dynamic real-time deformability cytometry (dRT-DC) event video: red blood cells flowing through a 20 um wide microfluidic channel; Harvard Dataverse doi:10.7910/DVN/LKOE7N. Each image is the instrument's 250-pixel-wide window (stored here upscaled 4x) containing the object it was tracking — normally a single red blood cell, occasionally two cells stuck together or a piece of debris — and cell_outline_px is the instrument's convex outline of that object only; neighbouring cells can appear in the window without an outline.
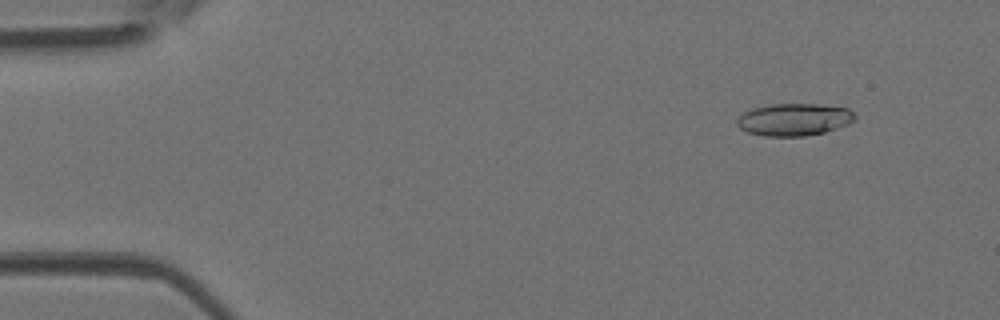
{"species": "Egyptian fruit bat (a non-hibernating species)", "species_latin": "Rousettus aegyptiacus", "temperature_condition": "room temperature", "stored_images_in_passage": 46, "camera_frame_rate_fps": 3000, "um_per_image_px": 0.085, "animal": {"sex": "female"}, "frame": {"image": 1, "passage_image": 5, "time_ms": 1.333, "image_size_px": [1000, 320], "cell_outline_px": [[856, 120], [848, 124], [824, 132], [808, 136], [764, 136], [748, 132], [740, 128], [736, 124], [736, 120], [744, 112], [752, 108], [772, 104], [820, 104], [848, 108], [856, 116]], "centroid_in_image_um": [67.5, 10.16], "position_along_channel_um": 17.5, "area_um2": 22.25}}
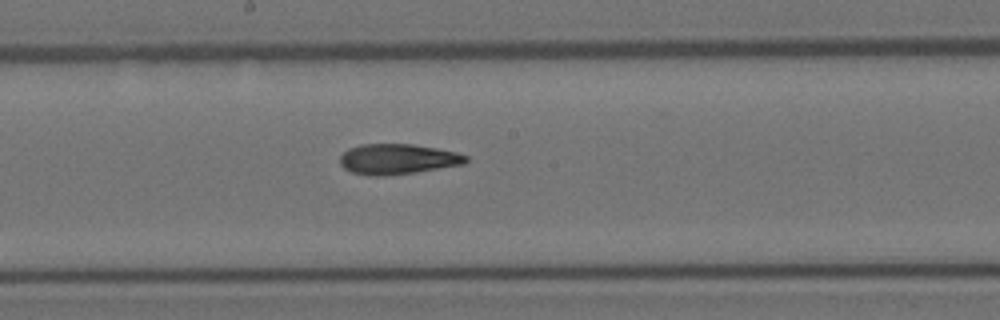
{"frame": {"image": 2, "passage_image": 25, "time_ms": 8.0, "image_size_px": [1000, 320], "cell_outline_px": [[468, 160], [464, 164], [416, 172], [384, 176], [368, 176], [352, 172], [344, 168], [340, 164], [340, 156], [348, 148], [360, 144], [412, 144], [436, 148], [456, 152], [468, 156]], "centroid_in_image_um": [33.78, 13.52], "position_along_channel_um": 214.4, "area_um2": 22.37}}
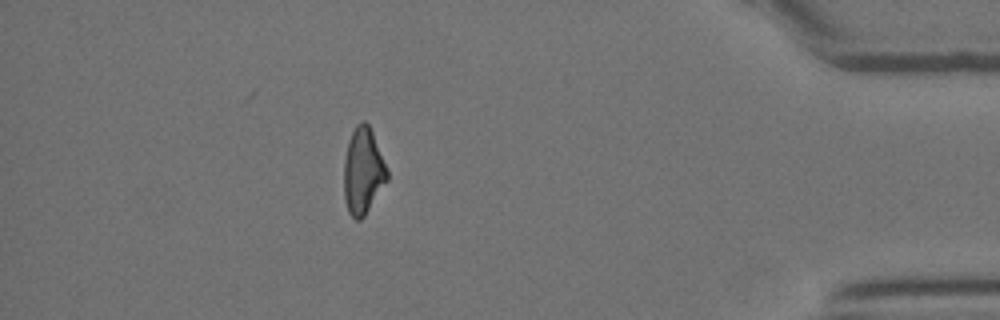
{"frame": {"image": 3, "passage_image": 41, "time_ms": 13.333, "image_size_px": [1000, 320], "cell_outline_px": [[388, 180], [364, 216], [360, 220], [356, 220], [348, 212], [344, 200], [344, 160], [348, 140], [356, 124], [360, 120], [364, 120], [368, 124], [372, 132], [388, 168]], "centroid_in_image_um": [30.86, 14.53], "position_along_channel_um": 404.3, "area_um2": 21.91}}